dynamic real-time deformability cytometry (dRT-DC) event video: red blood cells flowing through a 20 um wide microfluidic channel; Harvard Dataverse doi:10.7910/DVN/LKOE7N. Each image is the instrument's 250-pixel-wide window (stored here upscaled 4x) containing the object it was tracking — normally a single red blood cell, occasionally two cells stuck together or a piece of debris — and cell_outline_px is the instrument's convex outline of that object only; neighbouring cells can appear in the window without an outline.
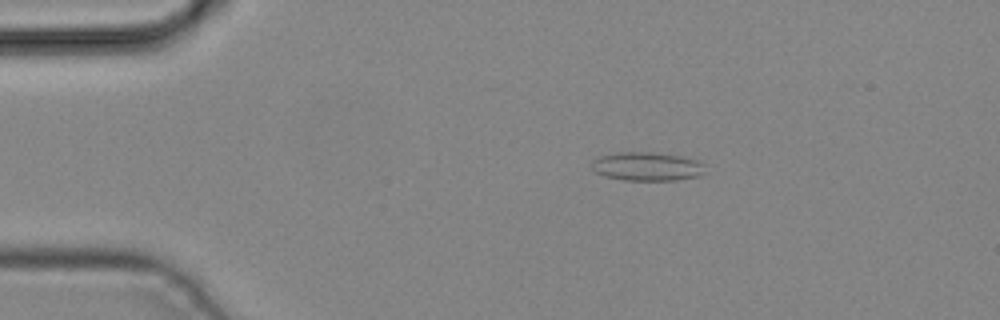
{"species": "common noctule bat (a hibernating species)", "species_latin": "Nyctalus noctula", "temperature_condition": "cold", "stored_images_in_passage": 2, "camera_frame_rate_fps": 3000, "um_per_image_px": 0.085, "animal": {"sex": "male", "body_mass_g": 19.2, "forearm_length_mm": 51.8}, "frame": {"image": 1, "passage_image": 1, "time_ms": 0.0, "image_size_px": [1000, 320], "cell_outline_px": [[704, 172], [700, 176], [676, 180], [624, 180], [604, 176], [596, 172], [592, 168], [592, 160], [596, 156], [612, 152], [652, 152], [680, 156], [696, 160], [704, 164]], "centroid_in_image_um": [54.95, 14.14], "position_along_channel_um": 30.0, "area_um2": 19.13}}